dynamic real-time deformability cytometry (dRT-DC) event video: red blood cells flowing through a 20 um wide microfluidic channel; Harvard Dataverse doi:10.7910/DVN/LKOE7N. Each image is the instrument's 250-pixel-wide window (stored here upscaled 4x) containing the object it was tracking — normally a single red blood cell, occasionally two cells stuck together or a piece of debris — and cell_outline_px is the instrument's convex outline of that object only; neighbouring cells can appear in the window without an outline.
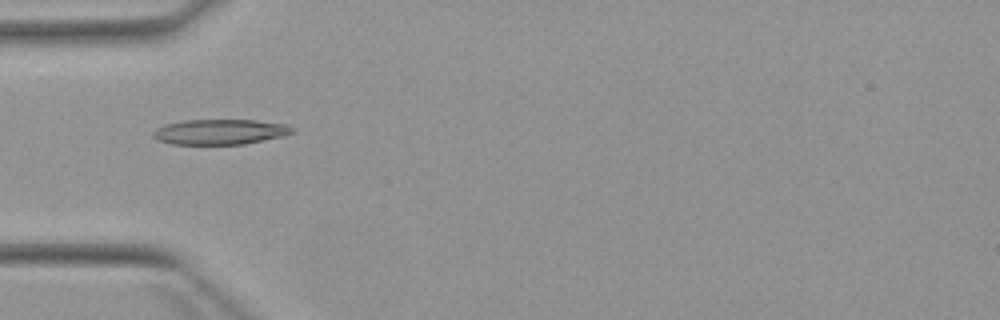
{"species": "Egyptian fruit bat (a non-hibernating species)", "species_latin": "Rousettus aegyptiacus", "temperature_condition": "warm", "stored_images_in_passage": 6, "camera_frame_rate_fps": 3000, "um_per_image_px": 0.085, "animal": {"sex": "female"}, "frame": {"image": 1, "passage_image": 4, "time_ms": 4.333, "image_size_px": [1000, 320], "cell_outline_px": [[296, 132], [284, 136], [244, 144], [172, 144], [156, 140], [152, 136], [152, 132], [156, 128], [164, 124], [184, 120], [256, 120], [288, 124], [296, 128]], "centroid_in_image_um": [18.73, 11.2], "position_along_channel_um": 66.3, "area_um2": 20.81}}
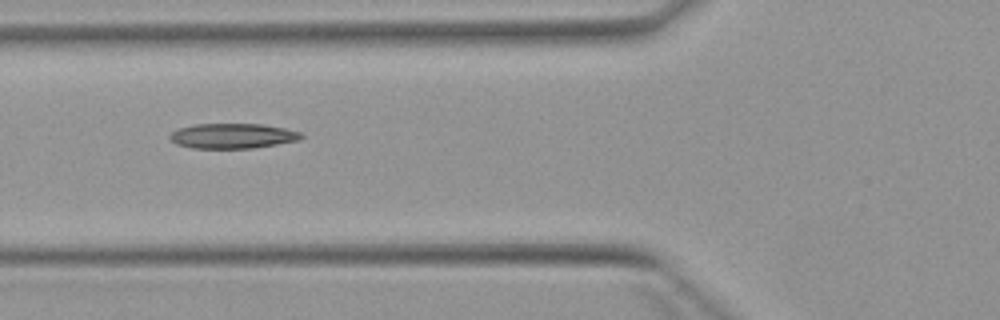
{"frame": {"image": 2, "passage_image": 5, "time_ms": 5.333, "image_size_px": [1000, 320], "cell_outline_px": [[304, 136], [300, 140], [252, 148], [192, 148], [176, 144], [168, 136], [172, 132], [180, 128], [196, 124], [264, 124], [284, 128], [300, 132]], "centroid_in_image_um": [19.78, 11.55], "position_along_channel_um": 106.0, "area_um2": 19.07}}
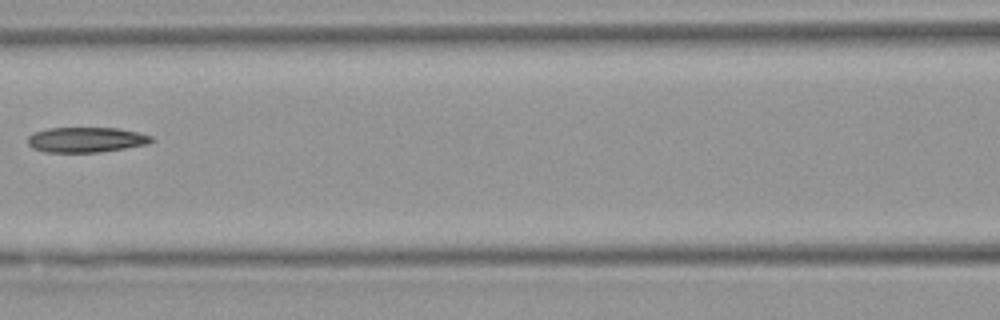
{"frame": {"image": 3, "passage_image": 6, "time_ms": 6.667, "image_size_px": [1000, 320], "cell_outline_px": [[152, 140], [148, 144], [100, 152], [44, 152], [32, 148], [28, 144], [28, 136], [32, 132], [48, 128], [116, 128], [136, 132], [152, 136]], "centroid_in_image_um": [7.26, 11.88], "position_along_channel_um": 159.3, "area_um2": 18.09}}